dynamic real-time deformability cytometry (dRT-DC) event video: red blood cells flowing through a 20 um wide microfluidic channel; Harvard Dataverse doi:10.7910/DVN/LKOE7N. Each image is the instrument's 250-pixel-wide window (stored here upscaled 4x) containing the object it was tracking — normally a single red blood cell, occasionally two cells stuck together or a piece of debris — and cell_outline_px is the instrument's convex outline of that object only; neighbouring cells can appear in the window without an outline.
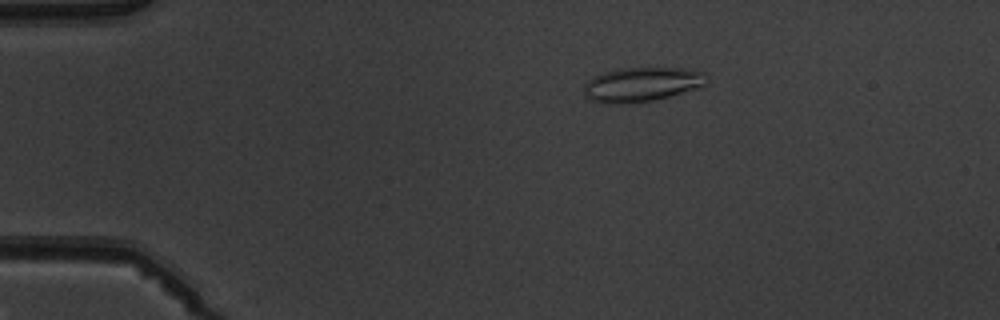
{"species": "common noctule bat (a hibernating species)", "species_latin": "Nyctalus noctula", "temperature_condition": "warm", "stored_images_in_passage": 7, "camera_frame_rate_fps": 3000, "um_per_image_px": 0.085, "animal": {"sex": "male", "body_mass_g": 19.5, "forearm_length_mm": 54.6}, "frame": {"image": 1, "passage_image": 3, "time_ms": 2.333, "image_size_px": [1000, 320], "cell_outline_px": [[704, 84], [700, 88], [652, 100], [628, 104], [604, 104], [588, 100], [584, 96], [584, 84], [588, 80], [604, 72], [620, 68], [684, 68], [704, 72]], "centroid_in_image_um": [54.48, 7.19], "position_along_channel_um": 30.5, "area_um2": 24.62}}
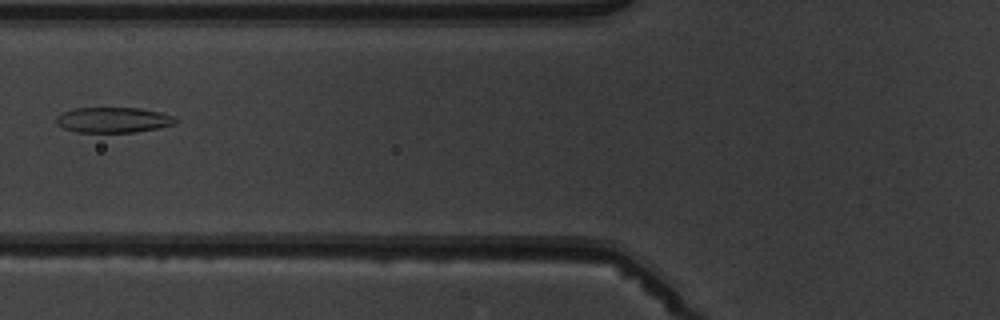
{"frame": {"image": 2, "passage_image": 6, "time_ms": 6.0, "image_size_px": [1000, 320], "cell_outline_px": [[180, 120], [176, 124], [136, 132], [76, 132], [64, 128], [56, 124], [56, 116], [64, 112], [76, 108], [140, 108], [160, 112], [172, 116]], "centroid_in_image_um": [9.64, 10.19], "position_along_channel_um": 116.2, "area_um2": 17.63}}
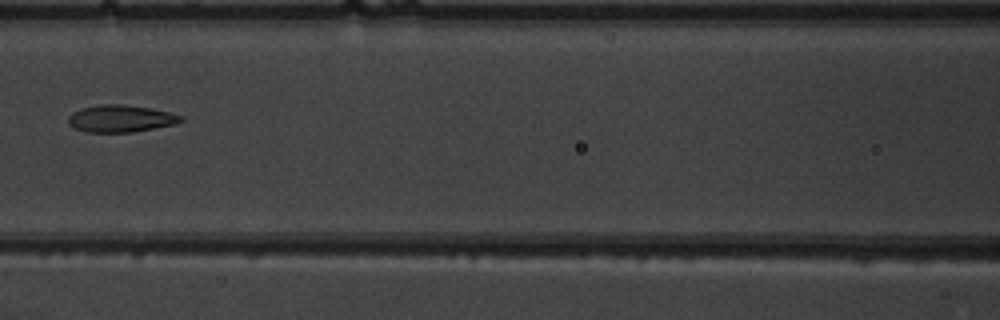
{"frame": {"image": 3, "passage_image": 7, "time_ms": 7.0, "image_size_px": [1000, 320], "cell_outline_px": [[184, 120], [176, 124], [132, 132], [84, 132], [72, 128], [68, 124], [68, 116], [72, 112], [80, 108], [100, 104], [124, 104], [148, 108], [168, 112], [184, 116]], "centroid_in_image_um": [10.21, 10.08], "position_along_channel_um": 156.4, "area_um2": 17.98}}